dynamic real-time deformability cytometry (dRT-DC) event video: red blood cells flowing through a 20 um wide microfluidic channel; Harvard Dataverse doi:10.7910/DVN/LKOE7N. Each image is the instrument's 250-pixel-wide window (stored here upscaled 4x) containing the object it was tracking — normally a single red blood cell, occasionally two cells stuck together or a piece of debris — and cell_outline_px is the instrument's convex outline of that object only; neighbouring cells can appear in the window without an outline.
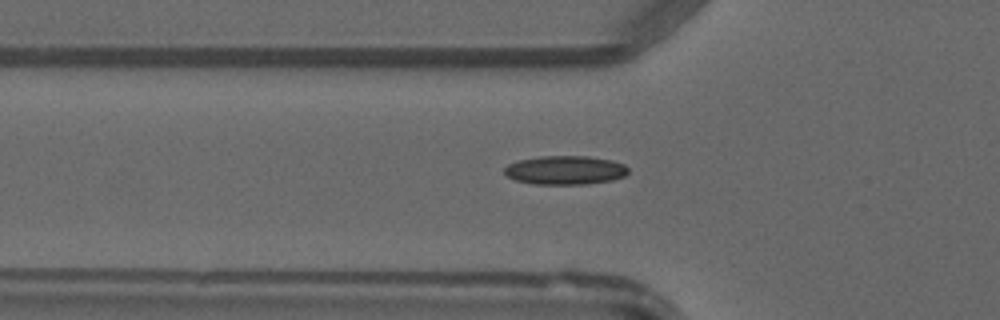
{"species": "common noctule bat (a hibernating species)", "species_latin": "Nyctalus noctula", "temperature_condition": "warm", "stored_images_in_passage": 41, "camera_frame_rate_fps": 3000, "um_per_image_px": 0.085, "animal": {"sex": "male", "forearm_length_mm": 52.5}, "frame": {"image": 1, "passage_image": 10, "time_ms": 3.0, "image_size_px": [1000, 320], "cell_outline_px": [[628, 172], [624, 176], [612, 180], [588, 184], [532, 184], [516, 180], [508, 176], [504, 172], [504, 168], [508, 164], [520, 160], [540, 156], [588, 156], [612, 160], [624, 164], [628, 168]], "centroid_in_image_um": [48.06, 14.46], "position_along_channel_um": 77.7, "area_um2": 20.81}}
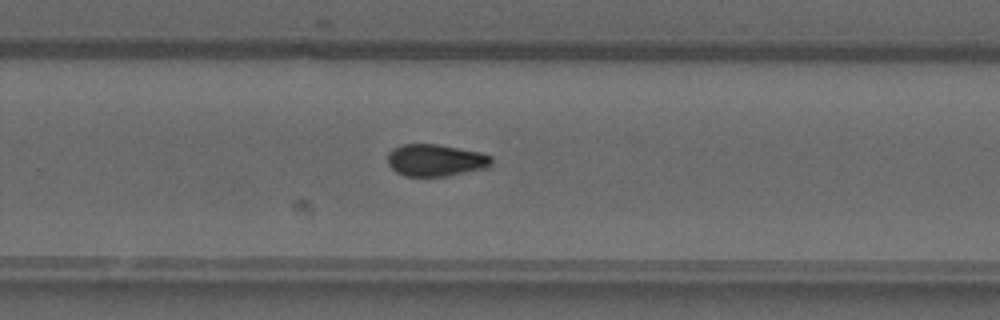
{"frame": {"image": 2, "passage_image": 25, "time_ms": 8.0, "image_size_px": [1000, 320], "cell_outline_px": [[492, 164], [488, 168], [448, 176], [404, 176], [396, 172], [388, 164], [388, 152], [392, 148], [400, 144], [436, 144], [480, 152], [492, 156]], "centroid_in_image_um": [37.03, 13.62], "position_along_channel_um": 292.8, "area_um2": 19.59}}
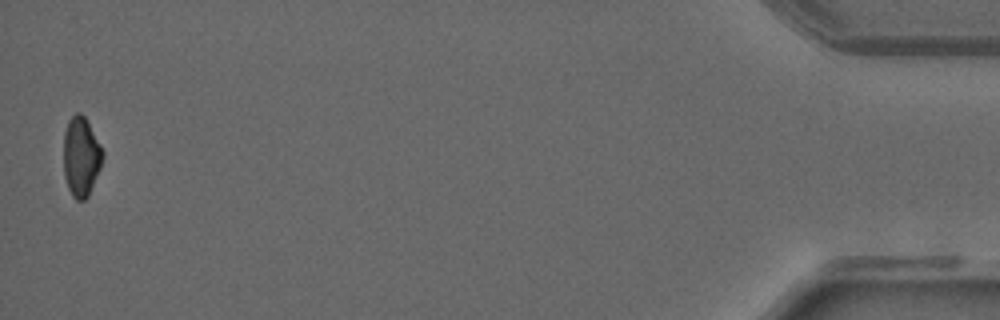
{"frame": {"image": 3, "passage_image": 41, "time_ms": 13.333, "image_size_px": [1000, 320], "cell_outline_px": [[104, 156], [100, 168], [88, 196], [84, 200], [76, 200], [72, 196], [68, 188], [64, 176], [64, 132], [68, 120], [76, 112], [80, 112], [84, 116], [104, 152]], "centroid_in_image_um": [6.88, 13.32], "position_along_channel_um": 428.3, "area_um2": 18.03}}